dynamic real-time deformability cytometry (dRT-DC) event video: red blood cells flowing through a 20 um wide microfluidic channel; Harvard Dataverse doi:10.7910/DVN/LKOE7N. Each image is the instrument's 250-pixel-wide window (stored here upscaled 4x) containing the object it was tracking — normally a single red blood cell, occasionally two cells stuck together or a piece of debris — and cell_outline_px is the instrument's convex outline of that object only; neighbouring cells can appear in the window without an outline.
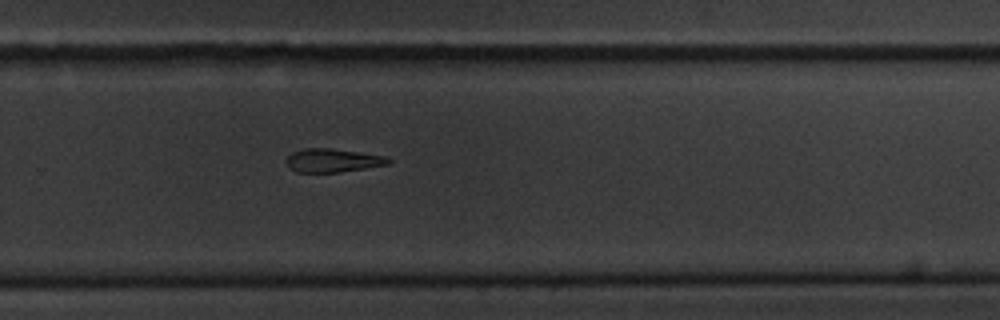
{"species": "common noctule bat (a hibernating species)", "species_latin": "Nyctalus noctula", "temperature_condition": "cold", "stored_images_in_passage": 10, "camera_frame_rate_fps": 3000, "um_per_image_px": 0.085, "animal": {"sex": "male", "body_mass_g": 20.1, "forearm_length_mm": 53.5}, "frame": {"image": 1, "passage_image": 10, "time_ms": 11.333, "image_size_px": [1000, 320], "cell_outline_px": [[392, 160], [388, 164], [340, 172], [296, 172], [288, 168], [284, 160], [292, 152], [304, 148], [332, 148], [384, 156]], "centroid_in_image_um": [28.21, 13.63], "position_along_channel_um": 301.6, "area_um2": 13.99}}